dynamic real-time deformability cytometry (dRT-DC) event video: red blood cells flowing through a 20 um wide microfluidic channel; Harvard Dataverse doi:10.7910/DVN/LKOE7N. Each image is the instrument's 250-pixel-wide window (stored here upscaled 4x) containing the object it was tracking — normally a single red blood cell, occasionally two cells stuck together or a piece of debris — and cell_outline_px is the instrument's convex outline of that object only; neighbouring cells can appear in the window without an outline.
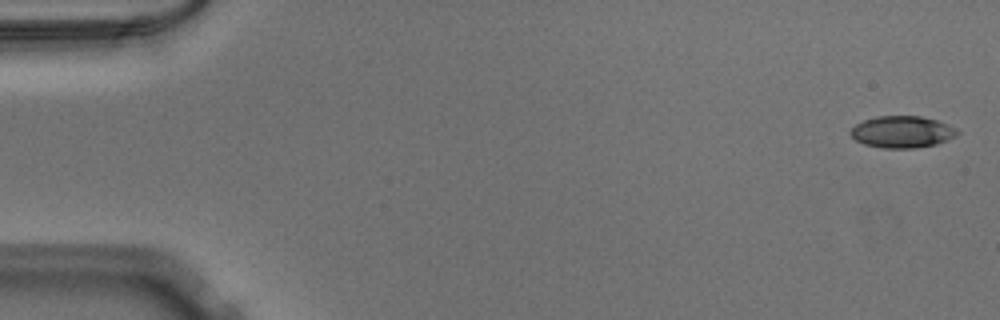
{"species": "Egyptian fruit bat (a non-hibernating species)", "species_latin": "Rousettus aegyptiacus", "temperature_condition": "warm", "stored_images_in_passage": 11, "camera_frame_rate_fps": 3000, "um_per_image_px": 0.085, "animal": {"sex": "male"}, "frame": {"image": 1, "passage_image": 2, "time_ms": 0.333, "image_size_px": [1000, 320], "cell_outline_px": [[960, 132], [956, 136], [948, 140], [936, 144], [916, 148], [884, 148], [864, 144], [856, 140], [848, 132], [856, 124], [864, 120], [876, 116], [920, 116], [936, 120], [948, 124], [956, 128]], "centroid_in_image_um": [76.69, 11.21], "position_along_channel_um": 8.3, "area_um2": 19.83}}